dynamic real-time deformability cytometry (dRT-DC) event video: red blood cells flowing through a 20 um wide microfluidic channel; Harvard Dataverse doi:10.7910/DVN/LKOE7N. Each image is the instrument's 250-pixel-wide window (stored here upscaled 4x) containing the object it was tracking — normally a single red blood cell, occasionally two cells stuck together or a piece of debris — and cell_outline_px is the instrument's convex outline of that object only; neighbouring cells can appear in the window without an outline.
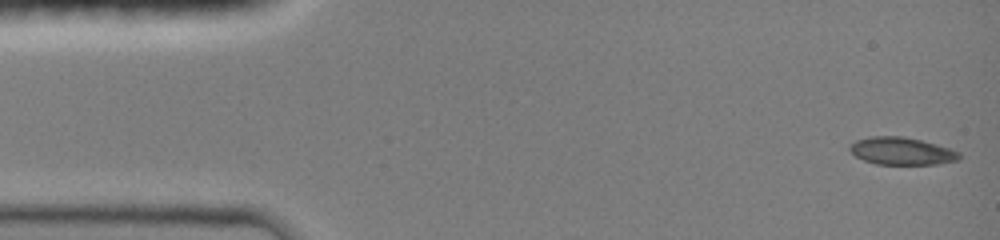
{"species": "common noctule bat (a hibernating species)", "species_latin": "Nyctalus noctula", "temperature_condition": "room temperature", "stored_images_in_passage": 26, "camera_frame_rate_fps": 3000, "um_per_image_px": 0.085, "animal": {"sex": "female", "body_mass_g": 19.0, "forearm_length_mm": 51.5}, "frame": {"image": 1, "passage_image": 1, "time_ms": 0.0, "image_size_px": [1000, 240], "cell_outline_px": [[960, 156], [956, 160], [936, 164], [876, 164], [864, 160], [856, 156], [848, 148], [856, 140], [868, 136], [904, 136], [936, 144], [960, 152]], "centroid_in_image_um": [76.61, 12.83], "position_along_channel_um": 8.4, "area_um2": 17.34}}
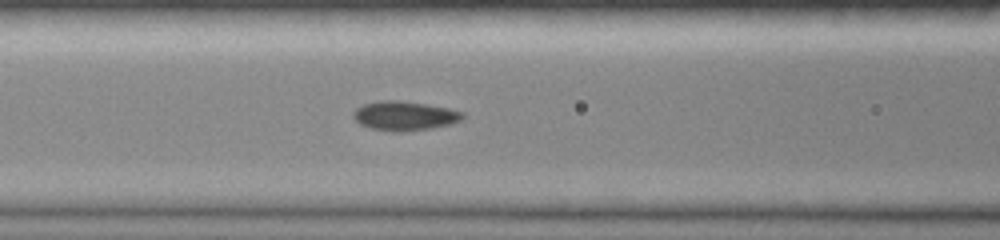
{"frame": {"image": 2, "passage_image": 15, "time_ms": 5.667, "image_size_px": [1000, 240], "cell_outline_px": [[464, 116], [460, 120], [448, 124], [428, 128], [396, 132], [392, 132], [372, 128], [360, 124], [352, 116], [352, 112], [356, 108], [364, 104], [380, 100], [400, 100], [448, 108], [464, 112]], "centroid_in_image_um": [34.34, 9.83], "position_along_channel_um": 132.3, "area_um2": 18.38}}
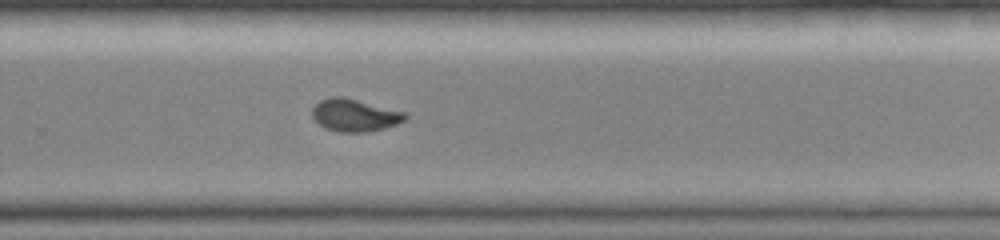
{"frame": {"image": 3, "passage_image": 26, "time_ms": 9.667, "image_size_px": [1000, 240], "cell_outline_px": [[408, 116], [404, 120], [396, 124], [384, 128], [368, 132], [336, 132], [324, 128], [312, 116], [312, 108], [320, 100], [332, 96], [344, 96], [408, 112]], "centroid_in_image_um": [30.17, 9.78], "position_along_channel_um": 299.6, "area_um2": 17.86}}